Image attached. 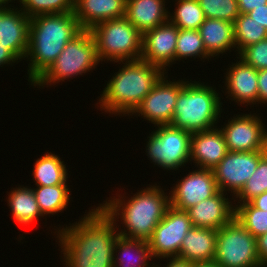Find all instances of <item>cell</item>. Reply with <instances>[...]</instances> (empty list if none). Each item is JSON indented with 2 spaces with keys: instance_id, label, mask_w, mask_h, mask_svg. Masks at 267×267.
<instances>
[{
  "instance_id": "obj_1",
  "label": "cell",
  "mask_w": 267,
  "mask_h": 267,
  "mask_svg": "<svg viewBox=\"0 0 267 267\" xmlns=\"http://www.w3.org/2000/svg\"><path fill=\"white\" fill-rule=\"evenodd\" d=\"M88 213V214H87ZM76 223L54 229L65 267H113L116 222L99 205Z\"/></svg>"
},
{
  "instance_id": "obj_2",
  "label": "cell",
  "mask_w": 267,
  "mask_h": 267,
  "mask_svg": "<svg viewBox=\"0 0 267 267\" xmlns=\"http://www.w3.org/2000/svg\"><path fill=\"white\" fill-rule=\"evenodd\" d=\"M164 191L157 184H149L143 190H138L133 197H127V200L123 199L124 195L122 197L121 194H117L118 198L110 197L99 205L114 220L120 218L122 228L125 226L121 230L120 225L116 223L120 236L148 241L170 207V195Z\"/></svg>"
},
{
  "instance_id": "obj_3",
  "label": "cell",
  "mask_w": 267,
  "mask_h": 267,
  "mask_svg": "<svg viewBox=\"0 0 267 267\" xmlns=\"http://www.w3.org/2000/svg\"><path fill=\"white\" fill-rule=\"evenodd\" d=\"M82 30L74 12L40 14L30 18L25 58L30 61L27 74L31 85L52 65L66 44Z\"/></svg>"
},
{
  "instance_id": "obj_4",
  "label": "cell",
  "mask_w": 267,
  "mask_h": 267,
  "mask_svg": "<svg viewBox=\"0 0 267 267\" xmlns=\"http://www.w3.org/2000/svg\"><path fill=\"white\" fill-rule=\"evenodd\" d=\"M121 63L124 65L108 80L97 106L109 115L131 116L144 97L168 72L141 59L120 61L119 64Z\"/></svg>"
},
{
  "instance_id": "obj_5",
  "label": "cell",
  "mask_w": 267,
  "mask_h": 267,
  "mask_svg": "<svg viewBox=\"0 0 267 267\" xmlns=\"http://www.w3.org/2000/svg\"><path fill=\"white\" fill-rule=\"evenodd\" d=\"M215 90L216 87L214 89L207 83L185 80L179 91L171 125L191 134L217 127L223 103Z\"/></svg>"
},
{
  "instance_id": "obj_6",
  "label": "cell",
  "mask_w": 267,
  "mask_h": 267,
  "mask_svg": "<svg viewBox=\"0 0 267 267\" xmlns=\"http://www.w3.org/2000/svg\"><path fill=\"white\" fill-rule=\"evenodd\" d=\"M100 63L96 41L91 30L83 29L71 39L50 67L32 84V86L55 85L69 78L97 68Z\"/></svg>"
},
{
  "instance_id": "obj_7",
  "label": "cell",
  "mask_w": 267,
  "mask_h": 267,
  "mask_svg": "<svg viewBox=\"0 0 267 267\" xmlns=\"http://www.w3.org/2000/svg\"><path fill=\"white\" fill-rule=\"evenodd\" d=\"M96 41L99 61L139 60L142 51V34L126 17L110 19L91 29Z\"/></svg>"
},
{
  "instance_id": "obj_8",
  "label": "cell",
  "mask_w": 267,
  "mask_h": 267,
  "mask_svg": "<svg viewBox=\"0 0 267 267\" xmlns=\"http://www.w3.org/2000/svg\"><path fill=\"white\" fill-rule=\"evenodd\" d=\"M214 261L221 267H260L256 238L235 217L217 230Z\"/></svg>"
},
{
  "instance_id": "obj_9",
  "label": "cell",
  "mask_w": 267,
  "mask_h": 267,
  "mask_svg": "<svg viewBox=\"0 0 267 267\" xmlns=\"http://www.w3.org/2000/svg\"><path fill=\"white\" fill-rule=\"evenodd\" d=\"M147 137L146 153L163 170H179L190 162L191 133L171 124L157 125Z\"/></svg>"
},
{
  "instance_id": "obj_10",
  "label": "cell",
  "mask_w": 267,
  "mask_h": 267,
  "mask_svg": "<svg viewBox=\"0 0 267 267\" xmlns=\"http://www.w3.org/2000/svg\"><path fill=\"white\" fill-rule=\"evenodd\" d=\"M193 227L186 211L170 206L148 240L152 257H178L184 237Z\"/></svg>"
},
{
  "instance_id": "obj_11",
  "label": "cell",
  "mask_w": 267,
  "mask_h": 267,
  "mask_svg": "<svg viewBox=\"0 0 267 267\" xmlns=\"http://www.w3.org/2000/svg\"><path fill=\"white\" fill-rule=\"evenodd\" d=\"M260 118L254 113L236 114L221 125L230 152L267 151V128Z\"/></svg>"
},
{
  "instance_id": "obj_12",
  "label": "cell",
  "mask_w": 267,
  "mask_h": 267,
  "mask_svg": "<svg viewBox=\"0 0 267 267\" xmlns=\"http://www.w3.org/2000/svg\"><path fill=\"white\" fill-rule=\"evenodd\" d=\"M165 73L149 94H147L141 104L131 114L132 116H142L149 123L157 125L171 124L175 112V105L179 91L185 85L184 80H167Z\"/></svg>"
},
{
  "instance_id": "obj_13",
  "label": "cell",
  "mask_w": 267,
  "mask_h": 267,
  "mask_svg": "<svg viewBox=\"0 0 267 267\" xmlns=\"http://www.w3.org/2000/svg\"><path fill=\"white\" fill-rule=\"evenodd\" d=\"M266 151L228 152L212 169L218 189L233 198L241 191L258 167L260 157Z\"/></svg>"
},
{
  "instance_id": "obj_14",
  "label": "cell",
  "mask_w": 267,
  "mask_h": 267,
  "mask_svg": "<svg viewBox=\"0 0 267 267\" xmlns=\"http://www.w3.org/2000/svg\"><path fill=\"white\" fill-rule=\"evenodd\" d=\"M172 188L169 191L170 206L182 211L211 198L220 191L213 171L203 168L189 172Z\"/></svg>"
},
{
  "instance_id": "obj_15",
  "label": "cell",
  "mask_w": 267,
  "mask_h": 267,
  "mask_svg": "<svg viewBox=\"0 0 267 267\" xmlns=\"http://www.w3.org/2000/svg\"><path fill=\"white\" fill-rule=\"evenodd\" d=\"M177 36L178 28L169 21L145 32L140 59L167 72V66L175 64Z\"/></svg>"
},
{
  "instance_id": "obj_16",
  "label": "cell",
  "mask_w": 267,
  "mask_h": 267,
  "mask_svg": "<svg viewBox=\"0 0 267 267\" xmlns=\"http://www.w3.org/2000/svg\"><path fill=\"white\" fill-rule=\"evenodd\" d=\"M9 5L0 9V43L19 61L25 60L30 18L21 9Z\"/></svg>"
},
{
  "instance_id": "obj_17",
  "label": "cell",
  "mask_w": 267,
  "mask_h": 267,
  "mask_svg": "<svg viewBox=\"0 0 267 267\" xmlns=\"http://www.w3.org/2000/svg\"><path fill=\"white\" fill-rule=\"evenodd\" d=\"M236 63H231L227 69L225 78V93L236 103L247 105H257L258 103V70L246 64L237 57ZM232 66V67H231Z\"/></svg>"
},
{
  "instance_id": "obj_18",
  "label": "cell",
  "mask_w": 267,
  "mask_h": 267,
  "mask_svg": "<svg viewBox=\"0 0 267 267\" xmlns=\"http://www.w3.org/2000/svg\"><path fill=\"white\" fill-rule=\"evenodd\" d=\"M226 195L219 191L211 198L187 209L193 227L218 230L229 223L235 216V206Z\"/></svg>"
},
{
  "instance_id": "obj_19",
  "label": "cell",
  "mask_w": 267,
  "mask_h": 267,
  "mask_svg": "<svg viewBox=\"0 0 267 267\" xmlns=\"http://www.w3.org/2000/svg\"><path fill=\"white\" fill-rule=\"evenodd\" d=\"M228 152L219 127L191 135L190 162L198 168L214 169Z\"/></svg>"
},
{
  "instance_id": "obj_20",
  "label": "cell",
  "mask_w": 267,
  "mask_h": 267,
  "mask_svg": "<svg viewBox=\"0 0 267 267\" xmlns=\"http://www.w3.org/2000/svg\"><path fill=\"white\" fill-rule=\"evenodd\" d=\"M73 12L81 28L91 30L103 21L125 17L126 0H74Z\"/></svg>"
},
{
  "instance_id": "obj_21",
  "label": "cell",
  "mask_w": 267,
  "mask_h": 267,
  "mask_svg": "<svg viewBox=\"0 0 267 267\" xmlns=\"http://www.w3.org/2000/svg\"><path fill=\"white\" fill-rule=\"evenodd\" d=\"M217 230L192 227L183 239L178 257L190 263L214 261Z\"/></svg>"
},
{
  "instance_id": "obj_22",
  "label": "cell",
  "mask_w": 267,
  "mask_h": 267,
  "mask_svg": "<svg viewBox=\"0 0 267 267\" xmlns=\"http://www.w3.org/2000/svg\"><path fill=\"white\" fill-rule=\"evenodd\" d=\"M165 3V0H126L125 17L144 34L168 21Z\"/></svg>"
},
{
  "instance_id": "obj_23",
  "label": "cell",
  "mask_w": 267,
  "mask_h": 267,
  "mask_svg": "<svg viewBox=\"0 0 267 267\" xmlns=\"http://www.w3.org/2000/svg\"><path fill=\"white\" fill-rule=\"evenodd\" d=\"M207 54L212 58L235 47L233 22L205 18L199 27Z\"/></svg>"
},
{
  "instance_id": "obj_24",
  "label": "cell",
  "mask_w": 267,
  "mask_h": 267,
  "mask_svg": "<svg viewBox=\"0 0 267 267\" xmlns=\"http://www.w3.org/2000/svg\"><path fill=\"white\" fill-rule=\"evenodd\" d=\"M113 256V267H154V262H151L152 265L149 262L153 260V257L146 240L130 239L119 235Z\"/></svg>"
},
{
  "instance_id": "obj_25",
  "label": "cell",
  "mask_w": 267,
  "mask_h": 267,
  "mask_svg": "<svg viewBox=\"0 0 267 267\" xmlns=\"http://www.w3.org/2000/svg\"><path fill=\"white\" fill-rule=\"evenodd\" d=\"M20 186V187H19ZM16 188H11L8 192L7 205L12 211L13 220L16 223L27 226L31 224L35 219L44 217L39 205L36 201V197L33 188L23 185H19Z\"/></svg>"
},
{
  "instance_id": "obj_26",
  "label": "cell",
  "mask_w": 267,
  "mask_h": 267,
  "mask_svg": "<svg viewBox=\"0 0 267 267\" xmlns=\"http://www.w3.org/2000/svg\"><path fill=\"white\" fill-rule=\"evenodd\" d=\"M32 172L36 186L68 185L66 164L52 152L36 159Z\"/></svg>"
},
{
  "instance_id": "obj_27",
  "label": "cell",
  "mask_w": 267,
  "mask_h": 267,
  "mask_svg": "<svg viewBox=\"0 0 267 267\" xmlns=\"http://www.w3.org/2000/svg\"><path fill=\"white\" fill-rule=\"evenodd\" d=\"M33 191L44 216L63 212L69 204L71 194L67 185L37 186Z\"/></svg>"
},
{
  "instance_id": "obj_28",
  "label": "cell",
  "mask_w": 267,
  "mask_h": 267,
  "mask_svg": "<svg viewBox=\"0 0 267 267\" xmlns=\"http://www.w3.org/2000/svg\"><path fill=\"white\" fill-rule=\"evenodd\" d=\"M233 28L237 54L244 48L267 38V29L247 14H240L234 20Z\"/></svg>"
},
{
  "instance_id": "obj_29",
  "label": "cell",
  "mask_w": 267,
  "mask_h": 267,
  "mask_svg": "<svg viewBox=\"0 0 267 267\" xmlns=\"http://www.w3.org/2000/svg\"><path fill=\"white\" fill-rule=\"evenodd\" d=\"M174 13L168 12V21L178 29L198 30L205 16L198 0H175Z\"/></svg>"
},
{
  "instance_id": "obj_30",
  "label": "cell",
  "mask_w": 267,
  "mask_h": 267,
  "mask_svg": "<svg viewBox=\"0 0 267 267\" xmlns=\"http://www.w3.org/2000/svg\"><path fill=\"white\" fill-rule=\"evenodd\" d=\"M202 58L207 59L211 57L207 54L203 40L201 38L199 30L192 29H178L175 63L181 59L188 58Z\"/></svg>"
},
{
  "instance_id": "obj_31",
  "label": "cell",
  "mask_w": 267,
  "mask_h": 267,
  "mask_svg": "<svg viewBox=\"0 0 267 267\" xmlns=\"http://www.w3.org/2000/svg\"><path fill=\"white\" fill-rule=\"evenodd\" d=\"M235 218L255 237L267 233V211L250 202L235 204Z\"/></svg>"
},
{
  "instance_id": "obj_32",
  "label": "cell",
  "mask_w": 267,
  "mask_h": 267,
  "mask_svg": "<svg viewBox=\"0 0 267 267\" xmlns=\"http://www.w3.org/2000/svg\"><path fill=\"white\" fill-rule=\"evenodd\" d=\"M267 191V151L260 157L253 175L248 179L241 191L233 198L236 204L249 202L254 197ZM237 199V200H236Z\"/></svg>"
},
{
  "instance_id": "obj_33",
  "label": "cell",
  "mask_w": 267,
  "mask_h": 267,
  "mask_svg": "<svg viewBox=\"0 0 267 267\" xmlns=\"http://www.w3.org/2000/svg\"><path fill=\"white\" fill-rule=\"evenodd\" d=\"M18 2V0H17ZM29 18L40 14H60L74 11V0H19Z\"/></svg>"
},
{
  "instance_id": "obj_34",
  "label": "cell",
  "mask_w": 267,
  "mask_h": 267,
  "mask_svg": "<svg viewBox=\"0 0 267 267\" xmlns=\"http://www.w3.org/2000/svg\"><path fill=\"white\" fill-rule=\"evenodd\" d=\"M198 2L205 18L234 22L240 15L237 0H198Z\"/></svg>"
},
{
  "instance_id": "obj_35",
  "label": "cell",
  "mask_w": 267,
  "mask_h": 267,
  "mask_svg": "<svg viewBox=\"0 0 267 267\" xmlns=\"http://www.w3.org/2000/svg\"><path fill=\"white\" fill-rule=\"evenodd\" d=\"M238 55L257 70L267 69V38L244 48Z\"/></svg>"
},
{
  "instance_id": "obj_36",
  "label": "cell",
  "mask_w": 267,
  "mask_h": 267,
  "mask_svg": "<svg viewBox=\"0 0 267 267\" xmlns=\"http://www.w3.org/2000/svg\"><path fill=\"white\" fill-rule=\"evenodd\" d=\"M258 104L267 103V69L258 70Z\"/></svg>"
},
{
  "instance_id": "obj_37",
  "label": "cell",
  "mask_w": 267,
  "mask_h": 267,
  "mask_svg": "<svg viewBox=\"0 0 267 267\" xmlns=\"http://www.w3.org/2000/svg\"><path fill=\"white\" fill-rule=\"evenodd\" d=\"M260 267H267V233L256 238Z\"/></svg>"
},
{
  "instance_id": "obj_38",
  "label": "cell",
  "mask_w": 267,
  "mask_h": 267,
  "mask_svg": "<svg viewBox=\"0 0 267 267\" xmlns=\"http://www.w3.org/2000/svg\"><path fill=\"white\" fill-rule=\"evenodd\" d=\"M240 14H247L255 8L262 7L267 4V0H237Z\"/></svg>"
},
{
  "instance_id": "obj_39",
  "label": "cell",
  "mask_w": 267,
  "mask_h": 267,
  "mask_svg": "<svg viewBox=\"0 0 267 267\" xmlns=\"http://www.w3.org/2000/svg\"><path fill=\"white\" fill-rule=\"evenodd\" d=\"M254 21L267 29V4L247 13Z\"/></svg>"
},
{
  "instance_id": "obj_40",
  "label": "cell",
  "mask_w": 267,
  "mask_h": 267,
  "mask_svg": "<svg viewBox=\"0 0 267 267\" xmlns=\"http://www.w3.org/2000/svg\"><path fill=\"white\" fill-rule=\"evenodd\" d=\"M20 62L18 59L4 46L0 43V67L7 64L13 65L14 63ZM13 63V64H12Z\"/></svg>"
},
{
  "instance_id": "obj_41",
  "label": "cell",
  "mask_w": 267,
  "mask_h": 267,
  "mask_svg": "<svg viewBox=\"0 0 267 267\" xmlns=\"http://www.w3.org/2000/svg\"><path fill=\"white\" fill-rule=\"evenodd\" d=\"M167 262L166 267H193V263H190L184 259H181L179 257H169L166 258ZM154 267H160L158 264L154 263ZM165 267V266H164Z\"/></svg>"
},
{
  "instance_id": "obj_42",
  "label": "cell",
  "mask_w": 267,
  "mask_h": 267,
  "mask_svg": "<svg viewBox=\"0 0 267 267\" xmlns=\"http://www.w3.org/2000/svg\"><path fill=\"white\" fill-rule=\"evenodd\" d=\"M254 207L267 211V191L249 201Z\"/></svg>"
},
{
  "instance_id": "obj_43",
  "label": "cell",
  "mask_w": 267,
  "mask_h": 267,
  "mask_svg": "<svg viewBox=\"0 0 267 267\" xmlns=\"http://www.w3.org/2000/svg\"><path fill=\"white\" fill-rule=\"evenodd\" d=\"M193 267H221L215 261L193 264Z\"/></svg>"
},
{
  "instance_id": "obj_44",
  "label": "cell",
  "mask_w": 267,
  "mask_h": 267,
  "mask_svg": "<svg viewBox=\"0 0 267 267\" xmlns=\"http://www.w3.org/2000/svg\"><path fill=\"white\" fill-rule=\"evenodd\" d=\"M15 1V0H14ZM13 0H0V9L8 7L10 2H14ZM7 4V5H6Z\"/></svg>"
}]
</instances>
